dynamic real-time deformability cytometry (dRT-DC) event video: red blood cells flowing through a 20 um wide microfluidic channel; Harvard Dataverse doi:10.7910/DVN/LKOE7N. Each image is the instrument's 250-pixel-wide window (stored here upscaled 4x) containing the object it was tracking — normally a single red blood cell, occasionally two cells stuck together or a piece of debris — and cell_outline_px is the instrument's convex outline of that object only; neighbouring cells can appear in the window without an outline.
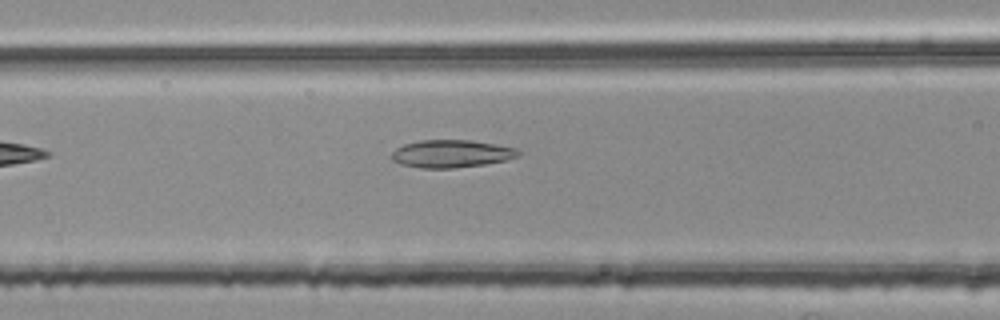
{"species": "common noctule bat (a hibernating species)", "species_latin": "Nyctalus noctula", "temperature_condition": "room temperature", "stored_images_in_passage": 32, "camera_frame_rate_fps": 3000, "um_per_image_px": 0.085, "animal": {"sex": "female", "body_mass_g": 25.1}, "frame": {"image": 1, "passage_image": 5, "time_ms": 1.333, "image_size_px": [1000, 320], "cell_outline_px": [[520, 156], [504, 160], [484, 164], [452, 168], [420, 168], [400, 164], [392, 160], [392, 152], [396, 148], [404, 144], [420, 140], [472, 140], [516, 148], [520, 152]], "centroid_in_image_um": [38.34, 13.06], "position_along_channel_um": 128.3, "area_um2": 20.35}}
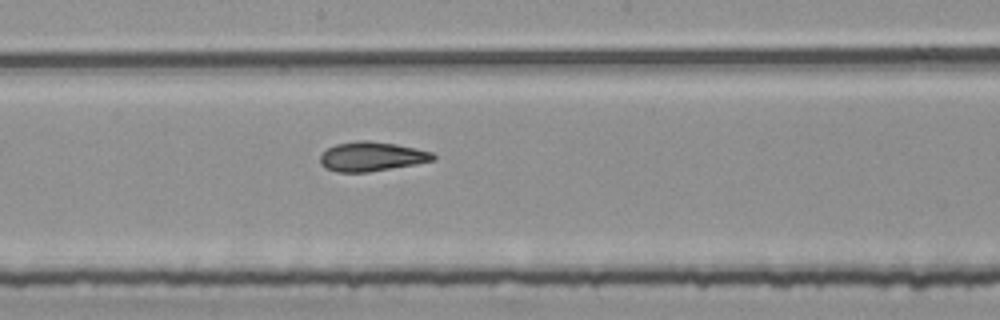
{"frame": {"image": 2, "passage_image": 12, "time_ms": 3.667, "image_size_px": [1000, 320], "cell_outline_px": [[436, 160], [416, 164], [368, 172], [336, 172], [324, 168], [320, 164], [320, 156], [328, 148], [336, 144], [360, 140], [368, 140], [396, 144], [416, 148], [432, 152], [436, 156]], "centroid_in_image_um": [31.6, 13.31], "position_along_channel_um": 216.6, "area_um2": 19.42}}
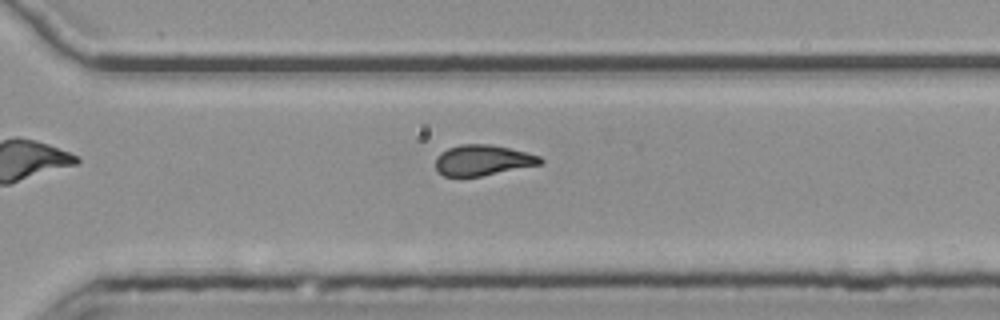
{"frame": {"image": 3, "passage_image": 21, "time_ms": 6.667, "image_size_px": [1000, 320], "cell_outline_px": [[544, 160], [540, 164], [480, 176], [444, 176], [436, 172], [436, 156], [440, 152], [448, 148], [460, 144], [492, 144], [540, 156]], "centroid_in_image_um": [40.98, 13.61], "position_along_channel_um": 329.6, "area_um2": 18.55}}